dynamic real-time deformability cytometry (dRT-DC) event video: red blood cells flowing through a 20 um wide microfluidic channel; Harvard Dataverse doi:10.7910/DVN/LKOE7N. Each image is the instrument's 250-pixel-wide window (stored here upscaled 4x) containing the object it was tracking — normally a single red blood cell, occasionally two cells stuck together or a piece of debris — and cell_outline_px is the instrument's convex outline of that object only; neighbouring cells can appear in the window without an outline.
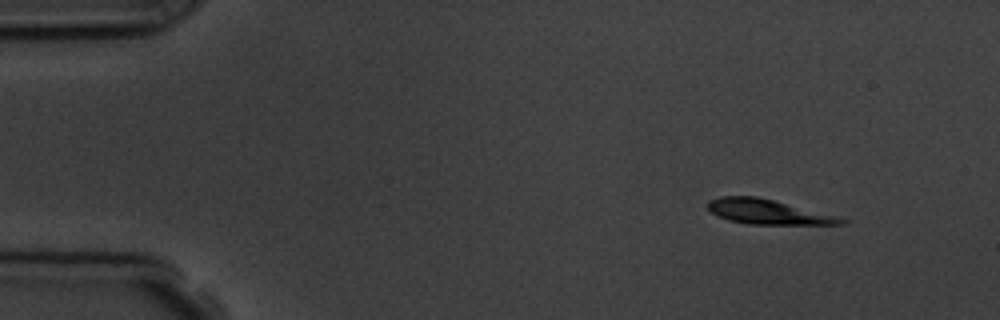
{"species": "common noctule bat (a hibernating species)", "species_latin": "Nyctalus noctula", "temperature_condition": "room temperature", "stored_images_in_passage": 3, "camera_frame_rate_fps": 3000, "um_per_image_px": 0.085, "animal": {"sex": "male", "body_mass_g": 19.5, "forearm_length_mm": 54.6}, "frame": {"image": 1, "passage_image": 1, "time_ms": 0.0, "image_size_px": [1000, 320], "cell_outline_px": [[852, 220], [848, 224], [748, 224], [728, 220], [712, 212], [708, 208], [708, 200], [720, 196], [756, 196]], "centroid_in_image_um": [65.28, 18.01], "position_along_channel_um": 19.7, "area_um2": 18.96}}